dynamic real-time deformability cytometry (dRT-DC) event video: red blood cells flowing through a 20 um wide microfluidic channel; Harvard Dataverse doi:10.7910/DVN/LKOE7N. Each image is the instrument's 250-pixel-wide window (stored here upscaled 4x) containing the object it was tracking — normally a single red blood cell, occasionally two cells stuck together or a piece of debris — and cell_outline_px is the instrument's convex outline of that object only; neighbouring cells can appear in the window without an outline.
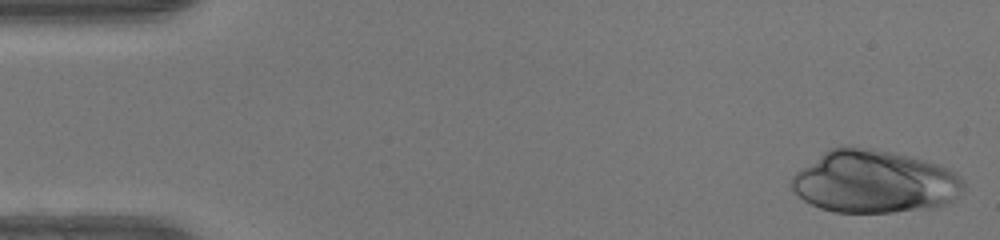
{"species": "human", "species_latin": "Homo sapiens", "temperature_condition": "warm", "stored_images_in_passage": 41, "camera_frame_rate_fps": 3000, "um_per_image_px": 0.085, "donor": {"sex": "female"}, "frame": {"image": 1, "passage_image": 1, "time_ms": 0.0, "image_size_px": [1000, 240], "cell_outline_px": [[964, 188], [952, 200], [944, 204], [932, 208], [892, 212], [832, 212], [820, 208], [804, 200], [792, 188], [792, 176], [796, 172], [824, 152], [832, 148], [848, 144], [872, 148], [908, 156], [924, 160], [948, 168], [956, 172], [964, 180]], "centroid_in_image_um": [74.33, 15.43], "position_along_channel_um": 10.7, "area_um2": 62.66}}
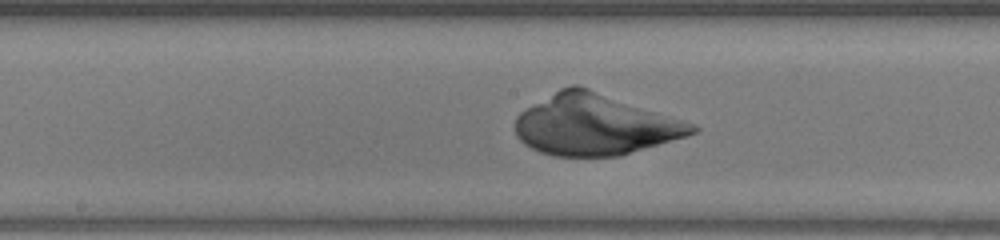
{"frame": {"image": 2, "passage_image": 24, "time_ms": 7.667, "image_size_px": [1000, 240], "cell_outline_px": [[700, 128], [696, 132], [684, 136], [620, 156], [552, 156], [540, 152], [524, 144], [516, 136], [516, 116], [520, 112], [560, 88], [572, 84], [576, 84], [696, 124]], "centroid_in_image_um": [50.54, 10.61], "position_along_channel_um": 197.7, "area_um2": 62.19}}